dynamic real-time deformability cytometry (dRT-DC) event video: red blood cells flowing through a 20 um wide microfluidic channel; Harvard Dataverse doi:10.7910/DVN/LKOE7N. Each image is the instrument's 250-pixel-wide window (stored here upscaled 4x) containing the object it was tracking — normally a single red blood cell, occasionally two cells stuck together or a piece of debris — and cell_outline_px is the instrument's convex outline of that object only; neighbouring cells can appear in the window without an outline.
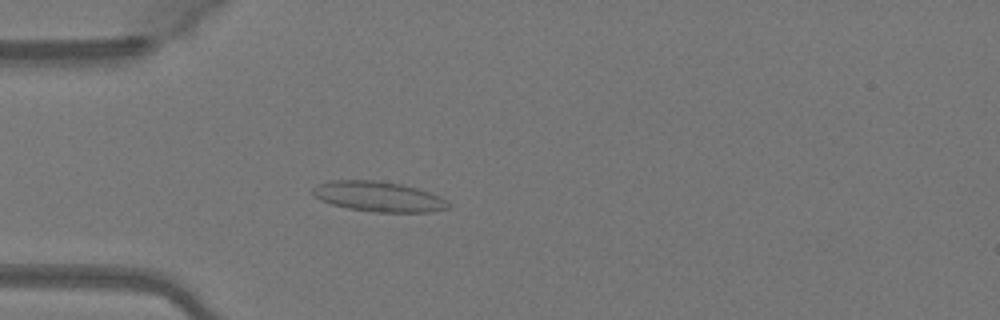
{"species": "Egyptian fruit bat (a non-hibernating species)", "species_latin": "Rousettus aegyptiacus", "temperature_condition": "warm", "stored_images_in_passage": 49, "camera_frame_rate_fps": 3000, "um_per_image_px": 0.085, "animal": {"sex": "female"}, "frame": {"image": 1, "passage_image": 14, "time_ms": 4.333, "image_size_px": [1000, 320], "cell_outline_px": [[452, 204], [448, 208], [432, 212], [372, 212], [348, 208], [332, 204], [320, 200], [312, 196], [312, 188], [316, 184], [332, 180], [372, 180], [400, 184], [416, 188], [440, 196], [448, 200]], "centroid_in_image_um": [32.16, 16.71], "position_along_channel_um": 52.8, "area_um2": 23.99}}
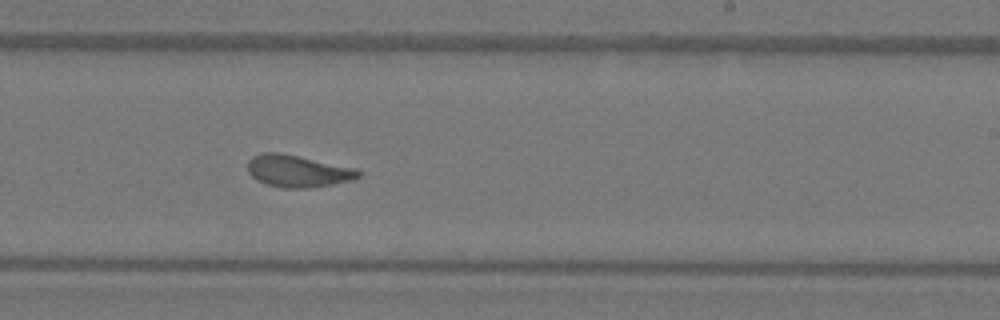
{"frame": {"image": 2, "passage_image": 30, "time_ms": 9.667, "image_size_px": [1000, 320], "cell_outline_px": [[360, 176], [352, 180], [332, 184], [304, 188], [284, 188], [264, 184], [256, 180], [248, 172], [248, 160], [252, 156], [264, 152], [280, 152], [356, 168], [360, 172]], "centroid_in_image_um": [25.27, 14.53], "position_along_channel_um": 263.7, "area_um2": 20.69}}
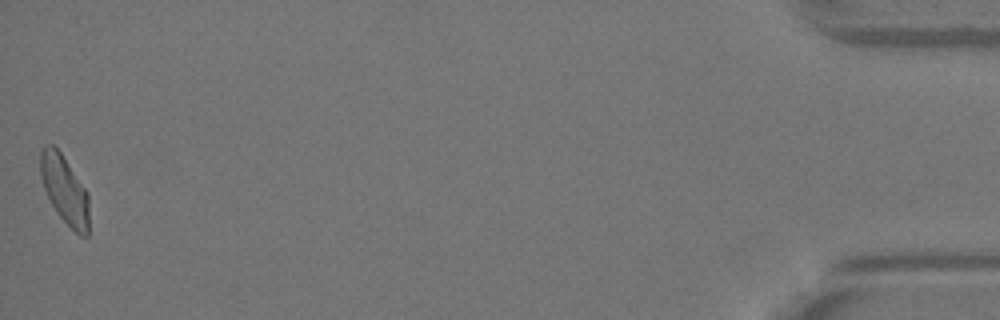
{"frame": {"image": 3, "passage_image": 49, "time_ms": 16.0, "image_size_px": [1000, 320], "cell_outline_px": [[88, 236], [80, 236], [56, 212], [44, 188], [40, 176], [40, 152], [44, 144], [52, 144], [60, 152], [88, 192]], "centroid_in_image_um": [5.48, 16.1], "position_along_channel_um": 429.7, "area_um2": 19.13}, "authors_computed_cell_mechanics": {"area_um2": 20.7502, "velocity_mm_per_s": 4.1121, "shape_relaxation_time_tau1_ms": 7.3804, "shape_relaxation_time_tau2_ms": 0.8145, "deformation_change_tau1": 0.1852, "deformation_change_tau2": 0.0601}}